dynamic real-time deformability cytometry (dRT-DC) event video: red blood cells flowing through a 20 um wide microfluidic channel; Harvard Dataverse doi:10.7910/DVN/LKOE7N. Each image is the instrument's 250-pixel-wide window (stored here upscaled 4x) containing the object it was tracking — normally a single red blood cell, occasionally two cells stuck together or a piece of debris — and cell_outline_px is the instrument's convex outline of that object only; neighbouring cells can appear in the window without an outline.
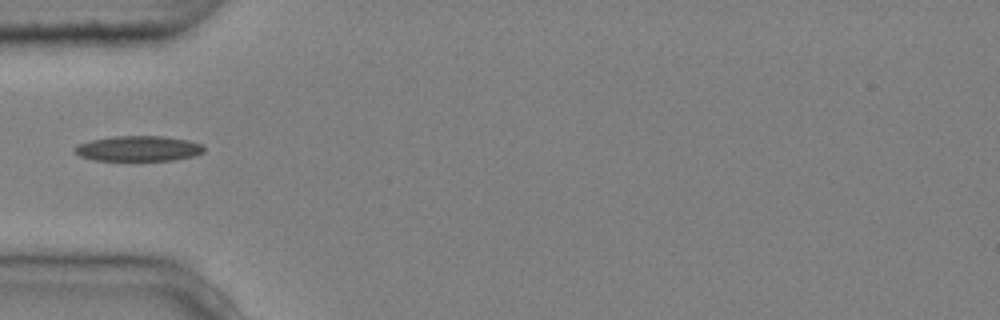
{"species": "common noctule bat (a hibernating species)", "species_latin": "Nyctalus noctula", "temperature_condition": "cold", "stored_images_in_passage": 8, "camera_frame_rate_fps": 3000, "um_per_image_px": 0.085, "animal": {"sex": "male", "body_mass_g": 20.4}, "frame": {"image": 1, "passage_image": 5, "time_ms": 1.333, "image_size_px": [1000, 320], "cell_outline_px": [[204, 152], [196, 156], [172, 160], [92, 160], [80, 156], [72, 148], [76, 144], [92, 140], [112, 136], [164, 136], [188, 140], [204, 144]], "centroid_in_image_um": [11.78, 12.62], "position_along_channel_um": 73.2, "area_um2": 19.25}}